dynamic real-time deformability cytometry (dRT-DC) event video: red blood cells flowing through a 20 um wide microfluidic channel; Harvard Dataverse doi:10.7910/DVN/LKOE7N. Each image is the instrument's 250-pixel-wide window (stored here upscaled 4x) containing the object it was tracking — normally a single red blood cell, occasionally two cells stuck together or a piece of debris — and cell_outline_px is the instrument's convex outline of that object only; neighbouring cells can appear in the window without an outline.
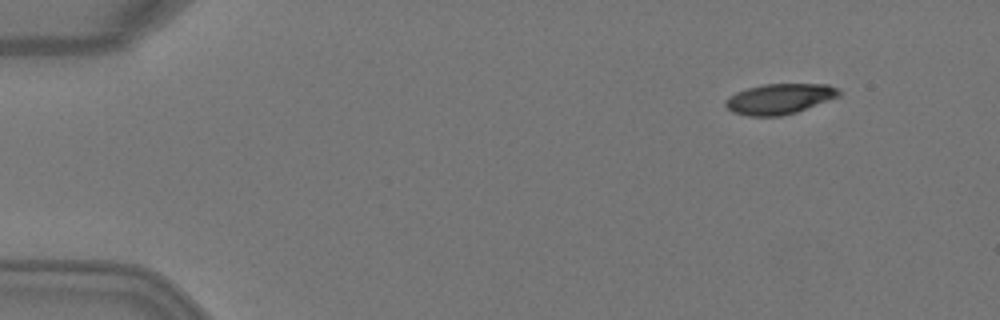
{"species": "Egyptian fruit bat (a non-hibernating species)", "species_latin": "Rousettus aegyptiacus", "temperature_condition": "warm", "stored_images_in_passage": 4, "camera_frame_rate_fps": 3000, "um_per_image_px": 0.085, "animal": {"sex": "female"}, "frame": {"image": 1, "passage_image": 2, "time_ms": 0.333, "image_size_px": [1000, 320], "cell_outline_px": [[840, 96], [796, 112], [780, 116], [748, 116], [732, 112], [724, 104], [724, 100], [728, 96], [736, 92], [748, 88], [764, 84], [828, 84], [840, 88]], "centroid_in_image_um": [66.25, 8.4], "position_along_channel_um": 18.8, "area_um2": 20.17}}
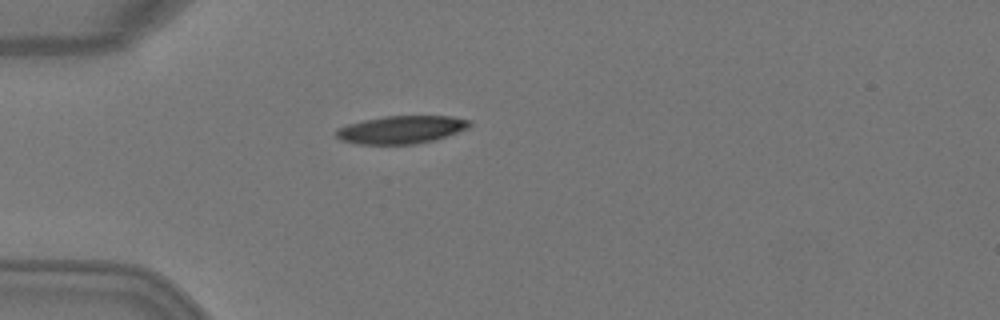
{"frame": {"image": 2, "passage_image": 4, "time_ms": 1.0, "image_size_px": [1000, 320], "cell_outline_px": [[472, 124], [468, 128], [432, 140], [412, 144], [356, 144], [340, 140], [336, 136], [336, 128], [348, 124], [364, 120], [384, 116], [452, 116], [472, 120]], "centroid_in_image_um": [34.09, 11.01], "position_along_channel_um": 50.9, "area_um2": 21.56}}